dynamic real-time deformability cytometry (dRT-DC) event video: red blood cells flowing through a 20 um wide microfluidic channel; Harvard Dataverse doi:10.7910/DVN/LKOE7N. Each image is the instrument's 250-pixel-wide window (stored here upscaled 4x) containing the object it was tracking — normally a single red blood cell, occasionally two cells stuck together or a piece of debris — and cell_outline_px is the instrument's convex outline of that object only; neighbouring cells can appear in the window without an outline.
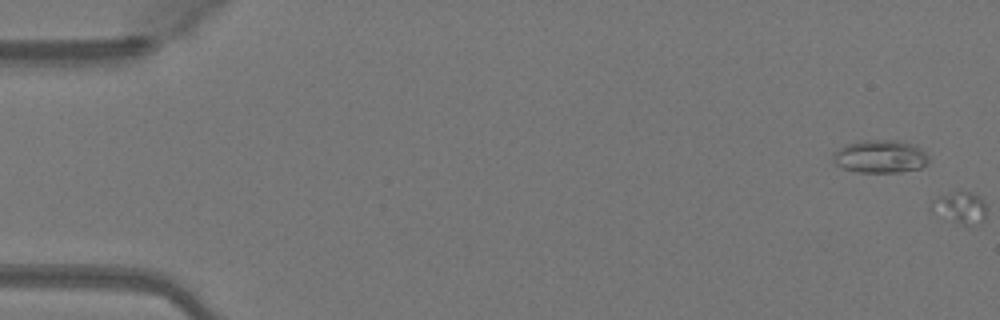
{"species": "Egyptian fruit bat (a non-hibernating species)", "species_latin": "Rousettus aegyptiacus", "temperature_condition": "warm", "stored_images_in_passage": 4, "camera_frame_rate_fps": 3000, "um_per_image_px": 0.085, "animal": {"sex": "female"}, "frame": {"image": 1, "passage_image": 3, "time_ms": 0.667, "image_size_px": [1000, 320], "cell_outline_px": [[928, 160], [920, 168], [900, 172], [856, 172], [844, 168], [836, 164], [832, 160], [832, 156], [844, 144], [860, 140], [896, 140], [916, 144], [928, 156]], "centroid_in_image_um": [74.81, 13.29], "position_along_channel_um": 10.2, "area_um2": 18.38}}